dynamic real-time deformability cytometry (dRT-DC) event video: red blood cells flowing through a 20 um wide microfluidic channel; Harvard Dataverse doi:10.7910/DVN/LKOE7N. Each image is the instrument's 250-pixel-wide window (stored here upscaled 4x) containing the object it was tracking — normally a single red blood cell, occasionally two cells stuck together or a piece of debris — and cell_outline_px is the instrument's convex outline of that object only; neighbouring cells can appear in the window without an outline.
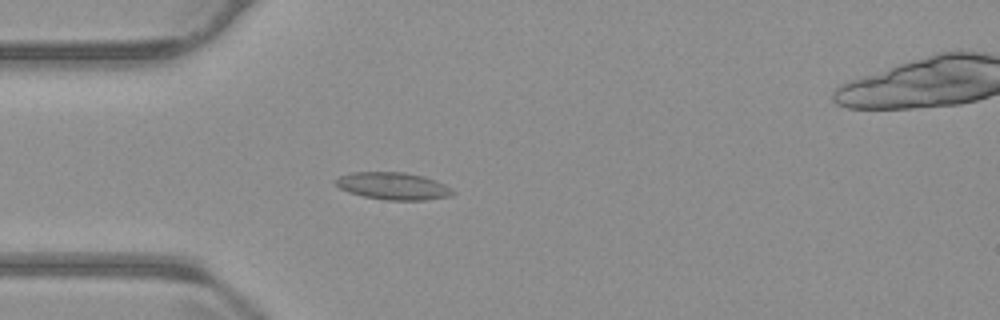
{"species": "common noctule bat (a hibernating species)", "species_latin": "Nyctalus noctula", "temperature_condition": "warm", "stored_images_in_passage": 57, "camera_frame_rate_fps": 3000, "um_per_image_px": 0.085, "animal": {"sex": "male", "body_mass_g": 23.1, "forearm_length_mm": 52.7}, "frame": {"image": 1, "passage_image": 16, "time_ms": 5.0, "image_size_px": [1000, 320], "cell_outline_px": [[456, 192], [452, 196], [424, 200], [384, 200], [364, 196], [348, 192], [340, 188], [332, 180], [340, 176], [352, 172], [404, 172], [424, 176], [436, 180], [452, 188]], "centroid_in_image_um": [33.44, 15.81], "position_along_channel_um": 51.6, "area_um2": 18.79}}
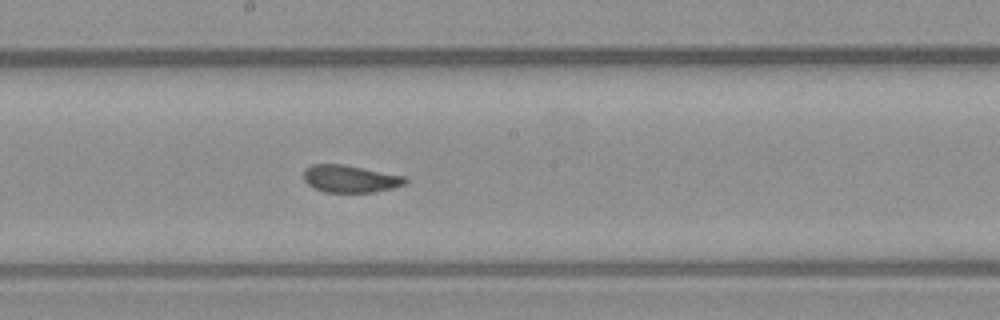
{"frame": {"image": 2, "passage_image": 30, "time_ms": 9.667, "image_size_px": [1000, 320], "cell_outline_px": [[408, 180], [404, 184], [392, 188], [372, 192], [324, 192], [308, 184], [304, 180], [304, 168], [312, 164], [344, 164], [404, 176]], "centroid_in_image_um": [29.74, 15.19], "position_along_channel_um": 218.5, "area_um2": 16.07}}
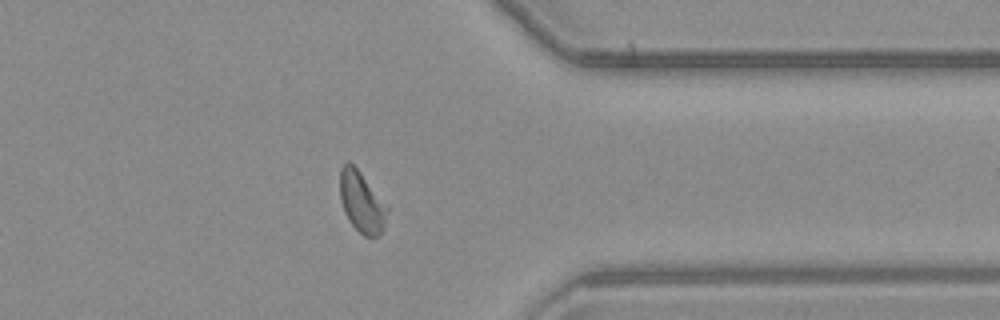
{"frame": {"image": 3, "passage_image": 44, "time_ms": 14.333, "image_size_px": [1000, 320], "cell_outline_px": [[388, 212], [384, 224], [380, 232], [376, 236], [364, 236], [348, 220], [344, 212], [340, 200], [340, 168], [348, 160], [360, 172], [388, 208]], "centroid_in_image_um": [30.7, 17.16], "position_along_channel_um": 380.7, "area_um2": 16.36}, "authors_computed_cell_mechanics": {"area_um2": 16.8198, "velocity_mm_per_s": 3.7239, "shape_relaxation_time_tau1_ms": 10.7885, "shape_relaxation_time_tau2_ms": 1.2839, "deformation_change_tau1": 0.213, "deformation_change_tau2": 0.043}}